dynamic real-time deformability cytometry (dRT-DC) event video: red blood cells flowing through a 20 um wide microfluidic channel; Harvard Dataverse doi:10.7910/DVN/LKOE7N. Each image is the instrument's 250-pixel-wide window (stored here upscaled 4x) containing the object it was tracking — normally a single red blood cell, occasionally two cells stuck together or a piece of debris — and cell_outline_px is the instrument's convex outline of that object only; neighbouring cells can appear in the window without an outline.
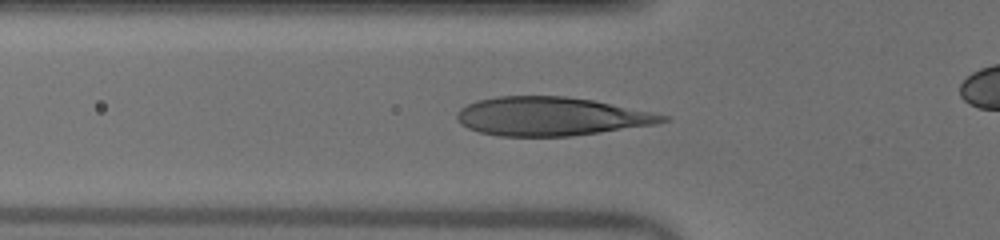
{"species": "human", "species_latin": "Homo sapiens", "temperature_condition": "warm", "stored_images_in_passage": 43, "camera_frame_rate_fps": 3000, "um_per_image_px": 0.085, "donor": {"sex": "male"}, "frame": {"image": 1, "passage_image": 16, "time_ms": 5.0, "image_size_px": [1000, 240], "cell_outline_px": [[668, 120], [656, 124], [600, 132], [568, 136], [496, 136], [480, 132], [468, 128], [460, 124], [456, 120], [456, 112], [460, 108], [476, 100], [496, 96], [564, 96], [592, 100], [668, 116]], "centroid_in_image_um": [46.74, 9.89], "position_along_channel_um": 79.1, "area_um2": 46.01}}
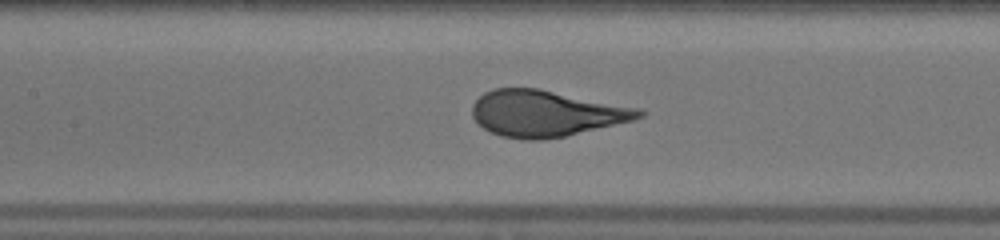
{"frame": {"image": 2, "passage_image": 22, "time_ms": 7.0, "image_size_px": [1000, 240], "cell_outline_px": [[648, 112], [644, 116], [632, 120], [564, 136], [544, 140], [524, 140], [500, 136], [484, 128], [472, 116], [472, 104], [484, 92], [492, 88], [540, 88], [640, 108]], "centroid_in_image_um": [46.4, 9.63], "position_along_channel_um": 161.0, "area_um2": 44.97}}
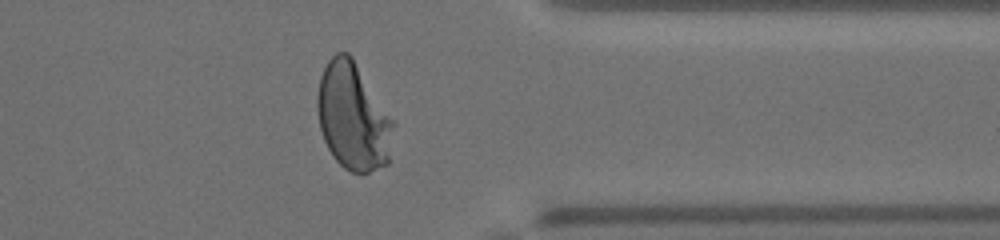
{"frame": {"image": 3, "passage_image": 39, "time_ms": 12.667, "image_size_px": [1000, 240], "cell_outline_px": [[396, 124], [388, 164], [368, 172], [352, 172], [344, 168], [332, 156], [324, 140], [320, 128], [316, 108], [316, 100], [320, 76], [328, 60], [336, 52], [348, 52], [352, 56]], "centroid_in_image_um": [30.01, 9.91], "position_along_channel_um": 381.4, "area_um2": 47.8}, "authors_computed_cell_mechanics": {"area_um2": 45.1996, "velocity_mm_per_s": 4.0487, "shape_relaxation_time_tau1_ms": 3.6187, "shape_relaxation_time_tau2_ms": null, "deformation_change_tau1": 0.2425, "deformation_change_tau2": null}}